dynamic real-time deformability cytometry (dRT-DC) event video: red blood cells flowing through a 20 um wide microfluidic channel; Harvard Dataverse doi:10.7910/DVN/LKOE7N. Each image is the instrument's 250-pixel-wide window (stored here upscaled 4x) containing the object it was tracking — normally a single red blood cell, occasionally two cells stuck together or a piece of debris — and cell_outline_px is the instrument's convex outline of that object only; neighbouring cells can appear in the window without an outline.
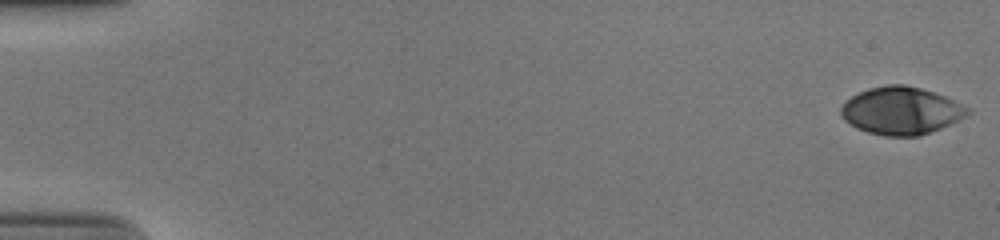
{"species": "human", "species_latin": "Homo sapiens", "temperature_condition": "cold", "stored_images_in_passage": 53, "camera_frame_rate_fps": 3000, "um_per_image_px": 0.085, "donor": {"sex": "male"}, "frame": {"image": 1, "passage_image": 1, "time_ms": 0.0, "image_size_px": [1000, 240], "cell_outline_px": [[972, 112], [968, 116], [940, 128], [920, 136], [884, 136], [868, 132], [856, 128], [844, 120], [840, 116], [840, 108], [844, 100], [868, 88], [888, 84], [904, 84], [920, 88], [944, 96], [972, 108]], "centroid_in_image_um": [76.59, 9.41], "position_along_channel_um": 8.4, "area_um2": 35.37}}
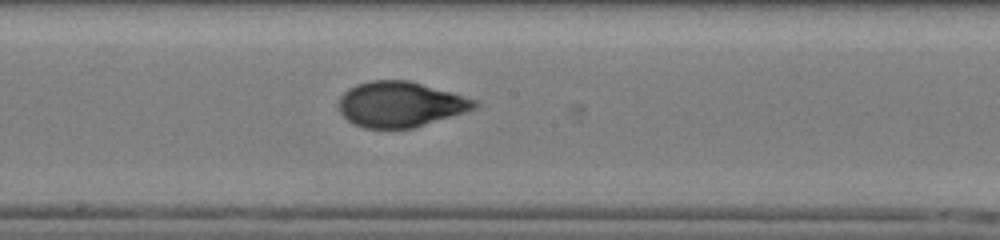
{"frame": {"image": 2, "passage_image": 30, "time_ms": 9.667, "image_size_px": [1000, 240], "cell_outline_px": [[480, 104], [476, 108], [464, 112], [412, 128], [364, 128], [352, 124], [340, 112], [340, 96], [348, 88], [356, 84], [368, 80], [408, 80], [476, 100]], "centroid_in_image_um": [33.98, 8.86], "position_along_channel_um": 214.2, "area_um2": 35.55}}
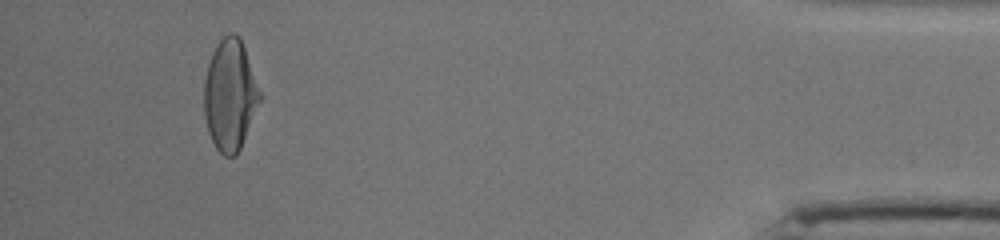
{"frame": {"image": 3, "passage_image": 50, "time_ms": 16.333, "image_size_px": [1000, 240], "cell_outline_px": [[260, 100], [240, 148], [236, 156], [224, 156], [216, 148], [208, 132], [204, 116], [204, 80], [208, 64], [212, 52], [216, 44], [228, 32], [232, 32], [240, 36], [260, 92]], "centroid_in_image_um": [19.52, 8.06], "position_along_channel_um": 415.7, "area_um2": 35.72}, "authors_computed_cell_mechanics": {"area_um2": 35.6626, "velocity_mm_per_s": 3.9051, "shape_relaxation_time_tau1_ms": 5.9341, "shape_relaxation_time_tau2_ms": 0.7337, "deformation_change_tau1": 0.221, "deformation_change_tau2": 0.0528}}